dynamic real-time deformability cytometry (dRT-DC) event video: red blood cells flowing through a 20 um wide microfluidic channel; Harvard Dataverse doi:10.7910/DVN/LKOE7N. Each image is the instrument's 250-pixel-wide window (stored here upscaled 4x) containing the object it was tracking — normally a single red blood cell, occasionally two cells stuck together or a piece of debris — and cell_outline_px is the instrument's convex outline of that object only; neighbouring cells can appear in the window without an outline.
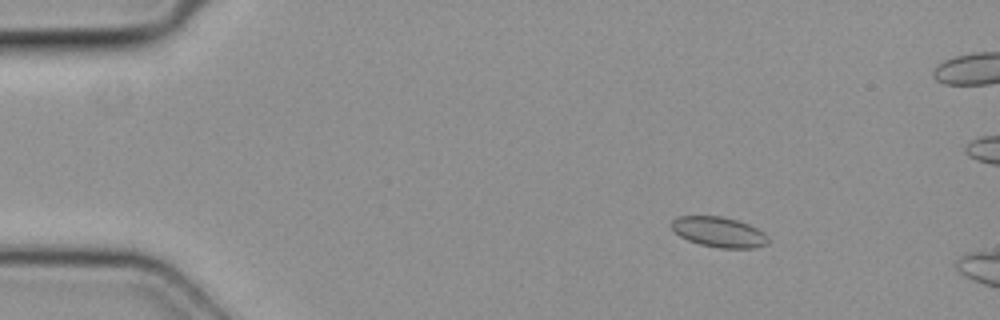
{"species": "common noctule bat (a hibernating species)", "species_latin": "Nyctalus noctula", "temperature_condition": "cold", "stored_images_in_passage": 7, "camera_frame_rate_fps": 3000, "um_per_image_px": 0.085, "animal": {"sex": "female", "body_mass_g": 19.3, "forearm_length_mm": 54.1}, "frame": {"image": 1, "passage_image": 2, "time_ms": 0.333, "image_size_px": [1000, 320], "cell_outline_px": [[768, 240], [764, 244], [756, 248], [720, 248], [700, 244], [688, 240], [680, 236], [668, 224], [672, 220], [680, 216], [720, 216], [736, 220], [748, 224], [764, 232], [768, 236]], "centroid_in_image_um": [61.08, 19.72], "position_along_channel_um": 23.9, "area_um2": 16.94}}